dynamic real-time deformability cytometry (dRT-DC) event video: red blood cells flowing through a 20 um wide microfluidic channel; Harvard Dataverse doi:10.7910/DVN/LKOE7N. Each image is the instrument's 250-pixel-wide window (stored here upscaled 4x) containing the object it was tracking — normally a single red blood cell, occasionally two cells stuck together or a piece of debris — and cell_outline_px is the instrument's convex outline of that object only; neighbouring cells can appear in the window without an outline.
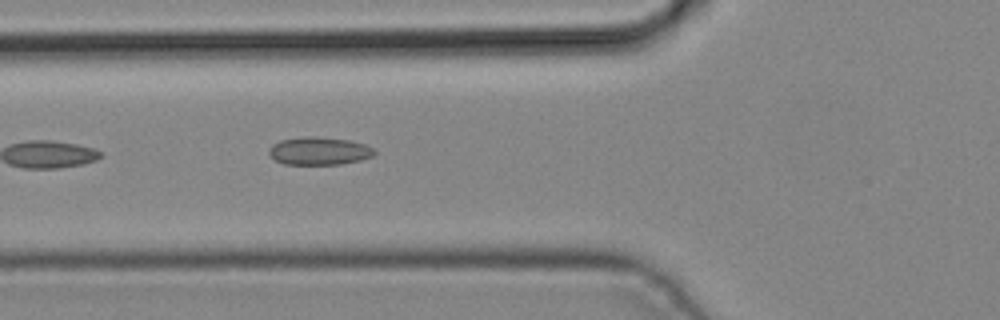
{"species": "common noctule bat (a hibernating species)", "species_latin": "Nyctalus noctula", "temperature_condition": "cold", "stored_images_in_passage": 3, "camera_frame_rate_fps": 3000, "um_per_image_px": 0.085, "animal": {"sex": "male", "body_mass_g": 19.2, "forearm_length_mm": 51.8}, "frame": {"image": 1, "passage_image": 3, "time_ms": 0.667, "image_size_px": [1000, 320], "cell_outline_px": [[376, 152], [372, 156], [360, 160], [340, 164], [284, 164], [276, 160], [268, 152], [268, 148], [272, 144], [280, 140], [308, 136], [316, 136], [348, 140], [364, 144], [372, 148]], "centroid_in_image_um": [27.1, 12.83], "position_along_channel_um": 98.7, "area_um2": 16.99}}